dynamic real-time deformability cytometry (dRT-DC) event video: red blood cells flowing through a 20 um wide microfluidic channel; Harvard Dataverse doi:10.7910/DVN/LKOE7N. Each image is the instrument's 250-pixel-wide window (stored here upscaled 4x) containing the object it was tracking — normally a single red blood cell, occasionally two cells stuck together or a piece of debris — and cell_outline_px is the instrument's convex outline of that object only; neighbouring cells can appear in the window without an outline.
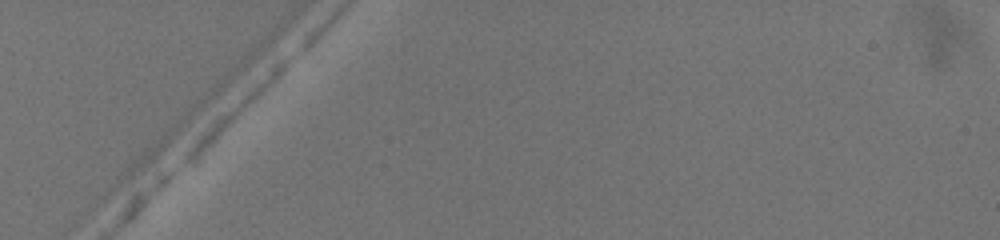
{"species": "common noctule bat (a hibernating species)", "species_latin": "Nyctalus noctula", "temperature_condition": "warm", "stored_images_in_passage": 2, "camera_frame_rate_fps": 3000, "um_per_image_px": 0.085, "animal": {"sex": "female", "body_mass_g": 19.5, "forearm_length_mm": 54.1}, "frame": {"image": 1, "passage_image": 1, "time_ms": 0.0, "image_size_px": [1000, 240], "cell_outline_px": [[292, 56], [288, 64], [260, 92], [168, 180], [160, 184], [160, 172], [216, 116], [256, 80], [284, 56]], "centroid_in_image_um": [18.9, 10.18], "position_along_channel_um": 66.1, "area_um2": 14.85}}